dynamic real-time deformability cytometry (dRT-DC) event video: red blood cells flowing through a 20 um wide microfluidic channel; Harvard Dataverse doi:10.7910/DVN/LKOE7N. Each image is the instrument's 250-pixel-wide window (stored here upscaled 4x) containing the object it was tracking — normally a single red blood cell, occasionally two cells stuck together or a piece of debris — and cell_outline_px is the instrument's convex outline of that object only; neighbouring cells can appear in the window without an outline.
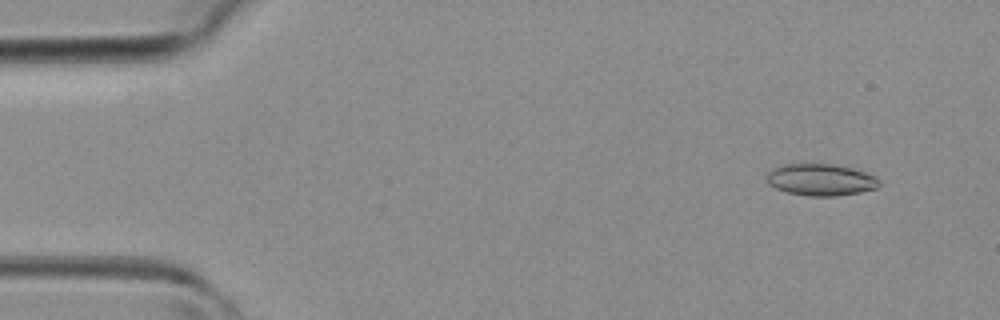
{"species": "common noctule bat (a hibernating species)", "species_latin": "Nyctalus noctula", "temperature_condition": "room temperature", "stored_images_in_passage": 9, "camera_frame_rate_fps": 3000, "um_per_image_px": 0.085, "animal": {"sex": "female", "body_mass_g": 19.3, "forearm_length_mm": 54.1}, "frame": {"image": 1, "passage_image": 3, "time_ms": 0.667, "image_size_px": [1000, 320], "cell_outline_px": [[880, 184], [876, 188], [860, 192], [836, 196], [808, 196], [788, 192], [776, 188], [768, 184], [768, 172], [784, 164], [836, 164], [852, 168], [864, 172], [880, 180]], "centroid_in_image_um": [69.78, 15.28], "position_along_channel_um": 15.2, "area_um2": 20.58}}